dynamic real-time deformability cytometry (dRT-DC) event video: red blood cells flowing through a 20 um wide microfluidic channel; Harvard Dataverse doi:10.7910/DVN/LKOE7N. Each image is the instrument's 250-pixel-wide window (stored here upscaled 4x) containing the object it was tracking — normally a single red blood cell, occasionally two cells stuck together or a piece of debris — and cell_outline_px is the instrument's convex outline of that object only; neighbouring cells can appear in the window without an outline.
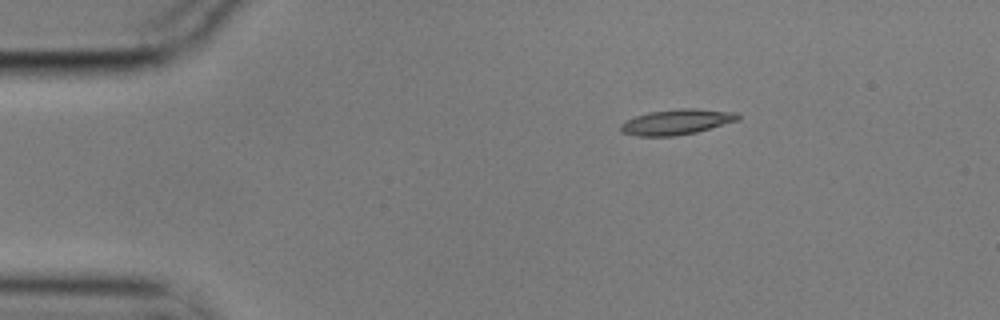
{"species": "common noctule bat (a hibernating species)", "species_latin": "Nyctalus noctula", "temperature_condition": "cold", "stored_images_in_passage": 48, "camera_frame_rate_fps": 3000, "um_per_image_px": 0.085, "animal": {"sex": "male", "body_mass_g": 17.9}, "frame": {"image": 1, "passage_image": 1, "time_ms": 0.0, "image_size_px": [1000, 320], "cell_outline_px": [[740, 120], [696, 132], [676, 136], [636, 136], [620, 132], [620, 124], [624, 120], [648, 112], [680, 108], [696, 108], [736, 112], [740, 116]], "centroid_in_image_um": [57.5, 10.36], "position_along_channel_um": 27.5, "area_um2": 17.57}}
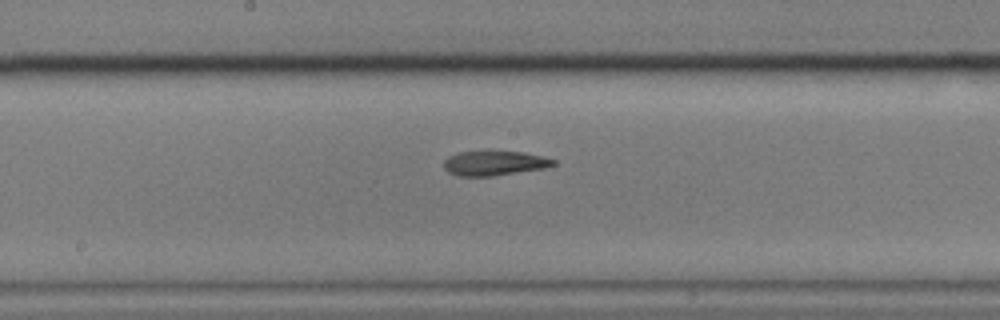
{"frame": {"image": 2, "passage_image": 21, "time_ms": 6.667, "image_size_px": [1000, 320], "cell_outline_px": [[556, 164], [544, 168], [492, 176], [456, 176], [448, 172], [444, 168], [444, 160], [448, 156], [460, 152], [524, 152], [544, 156], [556, 160]], "centroid_in_image_um": [42.02, 13.88], "position_along_channel_um": 206.2, "area_um2": 15.61}}
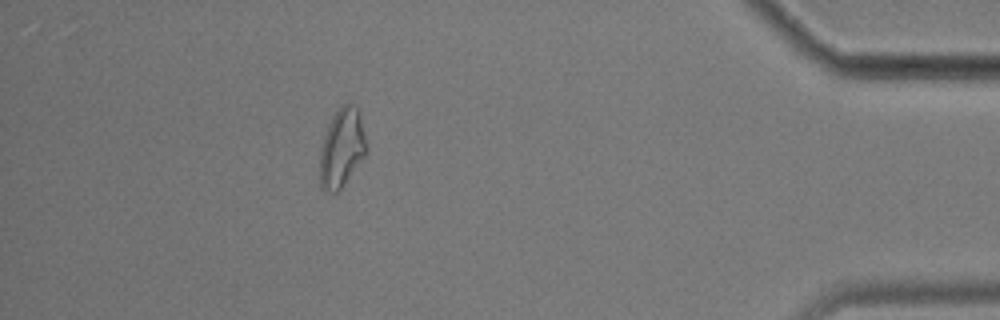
{"frame": {"image": 3, "passage_image": 42, "time_ms": 13.667, "image_size_px": [1000, 320], "cell_outline_px": [[368, 152], [340, 188], [336, 192], [332, 192], [324, 188], [320, 184], [320, 152], [324, 136], [328, 124], [332, 116], [348, 100], [360, 108], [368, 148]], "centroid_in_image_um": [29.1, 12.48], "position_along_channel_um": 406.1, "area_um2": 21.5}, "authors_computed_cell_mechanics": {"area_um2": 17.0221, "velocity_mm_per_s": 3.5552, "shape_relaxation_time_tau1_ms": null, "shape_relaxation_time_tau2_ms": 5.1467, "deformation_change_tau1": null, "deformation_change_tau2": 0.1307}}